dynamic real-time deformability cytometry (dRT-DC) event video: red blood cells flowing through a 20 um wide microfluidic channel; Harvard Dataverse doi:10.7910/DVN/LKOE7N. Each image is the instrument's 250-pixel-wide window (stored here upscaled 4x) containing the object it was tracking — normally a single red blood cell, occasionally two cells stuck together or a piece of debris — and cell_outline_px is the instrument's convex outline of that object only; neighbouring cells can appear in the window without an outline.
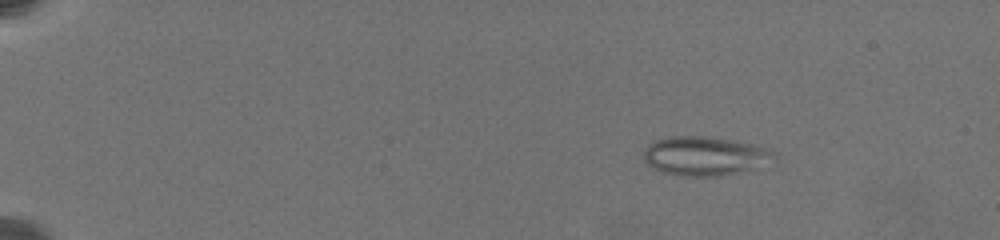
{"species": "common noctule bat (a hibernating species)", "species_latin": "Nyctalus noctula", "temperature_condition": "warm", "stored_images_in_passage": 37, "camera_frame_rate_fps": 3000, "um_per_image_px": 0.085, "animal": {"sex": "female", "body_mass_g": 19.5, "forearm_length_mm": 54.1}, "frame": {"image": 1, "passage_image": 20, "time_ms": 3.667, "image_size_px": [1000, 240], "cell_outline_px": [[776, 156], [744, 168], [720, 176], [684, 176], [664, 172], [652, 168], [644, 160], [644, 152], [648, 144], [656, 140], [672, 136], [704, 136], [736, 140], [768, 148], [776, 152]], "centroid_in_image_um": [59.78, 13.22], "position_along_channel_um": 25.2, "area_um2": 28.67}}